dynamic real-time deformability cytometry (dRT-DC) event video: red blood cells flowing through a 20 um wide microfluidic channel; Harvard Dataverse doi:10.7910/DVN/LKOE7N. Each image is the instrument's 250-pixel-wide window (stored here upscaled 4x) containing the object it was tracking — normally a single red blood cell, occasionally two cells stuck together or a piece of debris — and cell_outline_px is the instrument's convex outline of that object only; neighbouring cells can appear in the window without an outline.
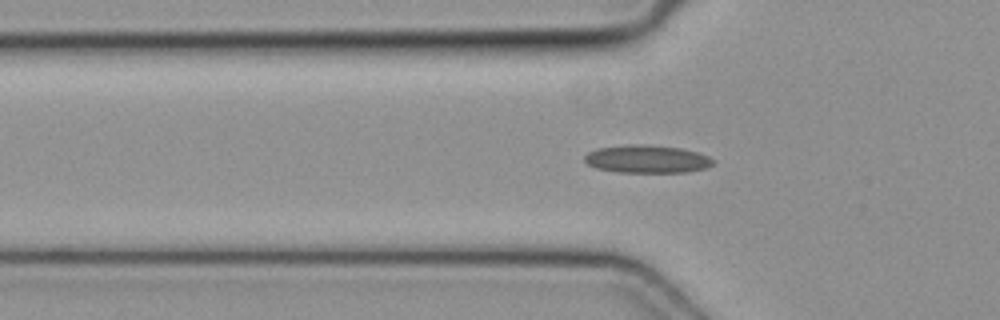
{"species": "common noctule bat (a hibernating species)", "species_latin": "Nyctalus noctula", "temperature_condition": "cold", "stored_images_in_passage": 34, "camera_frame_rate_fps": 3000, "um_per_image_px": 0.085, "animal": {"sex": "female", "body_mass_g": 19.3, "forearm_length_mm": 54.1}, "frame": {"image": 1, "passage_image": 6, "time_ms": 1.667, "image_size_px": [1000, 320], "cell_outline_px": [[716, 164], [708, 168], [688, 172], [616, 172], [596, 168], [588, 164], [584, 160], [584, 156], [588, 152], [600, 148], [628, 144], [640, 144], [680, 148], [696, 152], [708, 156], [716, 160]], "centroid_in_image_um": [55.04, 13.53], "position_along_channel_um": 70.8, "area_um2": 20.98}}
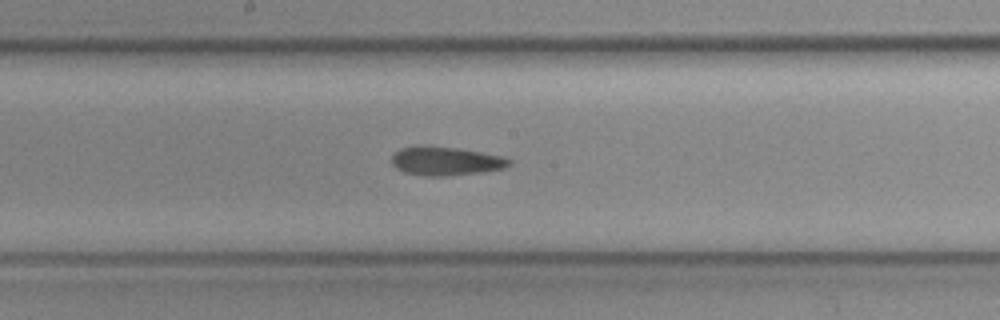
{"frame": {"image": 2, "passage_image": 16, "time_ms": 5.0, "image_size_px": [1000, 320], "cell_outline_px": [[512, 164], [504, 168], [484, 172], [444, 176], [424, 176], [404, 172], [396, 168], [392, 164], [392, 156], [396, 152], [404, 148], [424, 144], [456, 148], [504, 156], [512, 160]], "centroid_in_image_um": [37.91, 13.69], "position_along_channel_um": 210.3, "area_um2": 19.83}}
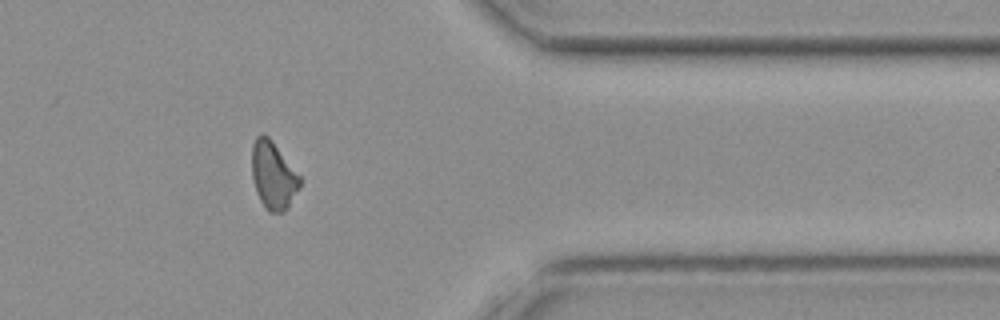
{"frame": {"image": 3, "passage_image": 30, "time_ms": 9.667, "image_size_px": [1000, 320], "cell_outline_px": [[300, 188], [288, 208], [284, 212], [268, 212], [264, 208], [256, 192], [252, 176], [252, 144], [256, 136], [264, 132], [268, 136], [300, 176]], "centroid_in_image_um": [23.21, 14.93], "position_along_channel_um": 388.2, "area_um2": 18.96}}